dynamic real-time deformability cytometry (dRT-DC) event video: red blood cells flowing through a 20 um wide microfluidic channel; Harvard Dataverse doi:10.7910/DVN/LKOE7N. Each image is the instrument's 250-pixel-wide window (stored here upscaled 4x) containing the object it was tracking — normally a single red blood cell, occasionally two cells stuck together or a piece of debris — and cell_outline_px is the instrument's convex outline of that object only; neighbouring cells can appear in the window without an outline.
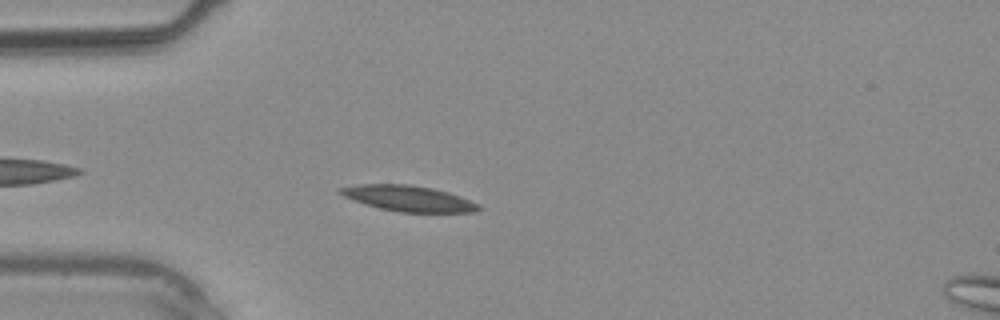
{"species": "common noctule bat (a hibernating species)", "species_latin": "Nyctalus noctula", "temperature_condition": "warm", "stored_images_in_passage": 3, "camera_frame_rate_fps": 3000, "um_per_image_px": 0.085, "animal": {"sex": "male", "body_mass_g": 20.4}, "frame": {"image": 1, "passage_image": 3, "time_ms": 2.333, "image_size_px": [1000, 320], "cell_outline_px": [[484, 208], [476, 212], [400, 212], [380, 208], [364, 204], [344, 196], [336, 192], [340, 188], [360, 184], [408, 184], [432, 188], [448, 192], [460, 196], [480, 204]], "centroid_in_image_um": [34.76, 16.87], "position_along_channel_um": 50.2, "area_um2": 20.75}}